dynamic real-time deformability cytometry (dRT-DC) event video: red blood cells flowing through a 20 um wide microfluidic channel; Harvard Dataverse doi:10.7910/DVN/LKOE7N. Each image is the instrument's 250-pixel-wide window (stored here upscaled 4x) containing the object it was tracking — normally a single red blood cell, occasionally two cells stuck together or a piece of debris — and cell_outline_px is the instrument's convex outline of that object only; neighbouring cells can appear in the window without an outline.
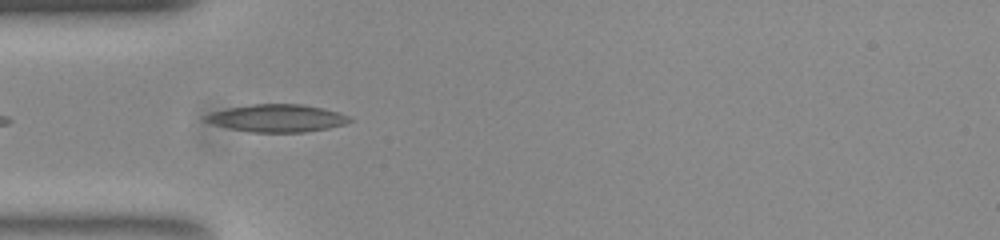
{"species": "common noctule bat (a hibernating species)", "species_latin": "Nyctalus noctula", "temperature_condition": "room temperature", "stored_images_in_passage": 33, "camera_frame_rate_fps": 3000, "um_per_image_px": 0.085, "animal": {"sex": "female", "body_mass_g": 23.0, "forearm_length_mm": 53.4}, "frame": {"image": 1, "passage_image": 3, "time_ms": 0.667, "image_size_px": [1000, 240], "cell_outline_px": [[356, 120], [344, 124], [328, 128], [304, 132], [252, 132], [212, 124], [204, 120], [204, 116], [212, 112], [228, 108], [252, 104], [300, 104], [340, 112]], "centroid_in_image_um": [23.58, 10.04], "position_along_channel_um": 61.4, "area_um2": 22.95}}
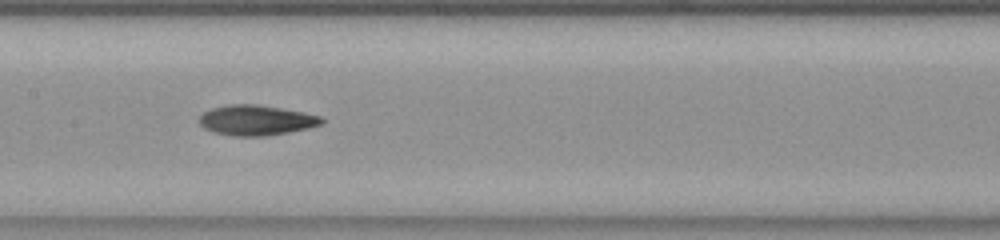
{"frame": {"image": 2, "passage_image": 13, "time_ms": 4.0, "image_size_px": [1000, 240], "cell_outline_px": [[324, 120], [320, 124], [308, 128], [288, 132], [264, 136], [232, 136], [212, 132], [204, 128], [196, 120], [204, 112], [212, 108], [228, 104], [256, 104], [304, 112], [320, 116]], "centroid_in_image_um": [21.72, 10.22], "position_along_channel_um": 185.7, "area_um2": 21.56}}
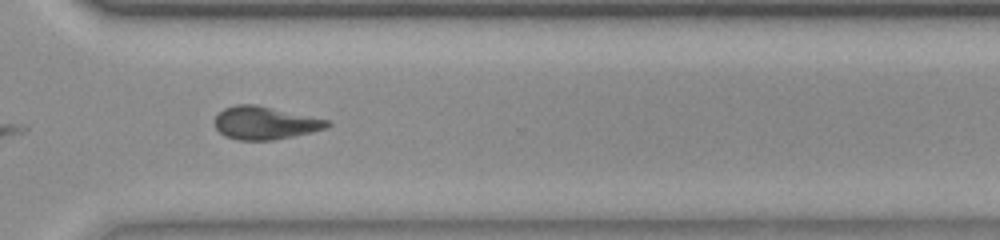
{"frame": {"image": 3, "passage_image": 26, "time_ms": 8.333, "image_size_px": [1000, 240], "cell_outline_px": [[332, 124], [328, 128], [292, 136], [272, 140], [236, 140], [224, 136], [216, 128], [216, 116], [224, 108], [236, 104], [256, 104], [332, 120]], "centroid_in_image_um": [22.57, 10.44], "position_along_channel_um": 348.0, "area_um2": 21.73}}